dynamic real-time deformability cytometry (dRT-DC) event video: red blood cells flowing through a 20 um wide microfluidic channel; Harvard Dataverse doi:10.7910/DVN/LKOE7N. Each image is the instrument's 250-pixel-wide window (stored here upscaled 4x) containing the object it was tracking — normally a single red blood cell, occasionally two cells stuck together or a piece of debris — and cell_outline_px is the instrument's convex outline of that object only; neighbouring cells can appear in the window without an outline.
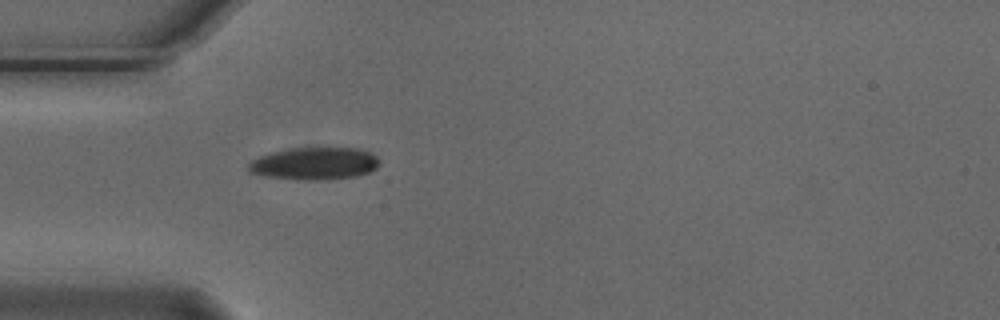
{"species": "Egyptian fruit bat (a non-hibernating species)", "species_latin": "Rousettus aegyptiacus", "temperature_condition": "cold", "stored_images_in_passage": 1, "camera_frame_rate_fps": 3000, "um_per_image_px": 0.085, "animal": {"sex": "male"}, "frame": {"image": 1, "passage_image": 1, "time_ms": 0.0, "image_size_px": [1000, 320], "cell_outline_px": [[380, 164], [376, 168], [368, 172], [356, 176], [328, 180], [304, 180], [268, 176], [248, 172], [248, 164], [252, 160], [260, 156], [272, 152], [292, 148], [356, 148], [368, 152], [376, 156], [380, 160]], "centroid_in_image_um": [26.75, 13.9], "position_along_channel_um": 58.3, "area_um2": 24.62}}